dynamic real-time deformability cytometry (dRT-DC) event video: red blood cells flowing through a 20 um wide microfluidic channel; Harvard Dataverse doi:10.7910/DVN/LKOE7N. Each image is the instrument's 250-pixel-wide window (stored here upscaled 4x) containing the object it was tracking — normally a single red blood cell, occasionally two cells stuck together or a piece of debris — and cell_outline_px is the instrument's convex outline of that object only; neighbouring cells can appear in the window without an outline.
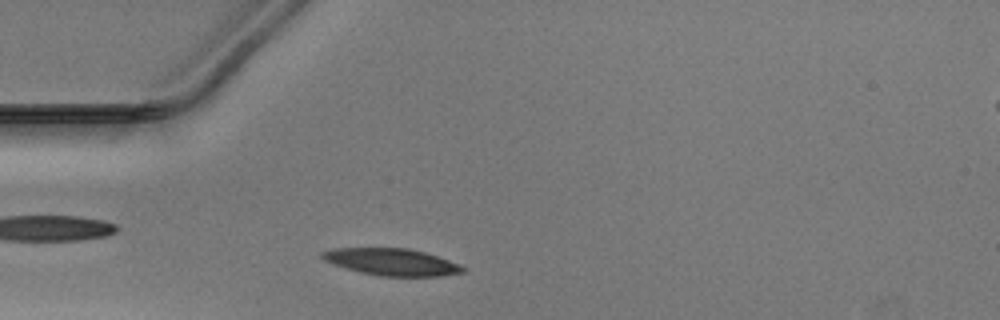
{"species": "Egyptian fruit bat (a non-hibernating species)", "species_latin": "Rousettus aegyptiacus", "temperature_condition": "warm", "stored_images_in_passage": 38, "camera_frame_rate_fps": 3000, "um_per_image_px": 0.085, "animal": {"sex": "male"}, "frame": {"image": 1, "passage_image": 4, "time_ms": 1.0, "image_size_px": [1000, 320], "cell_outline_px": [[468, 268], [464, 272], [440, 276], [380, 276], [348, 268], [324, 260], [320, 256], [320, 252], [336, 248], [408, 248], [424, 252], [460, 264]], "centroid_in_image_um": [33.34, 22.26], "position_along_channel_um": 51.7, "area_um2": 21.79}}
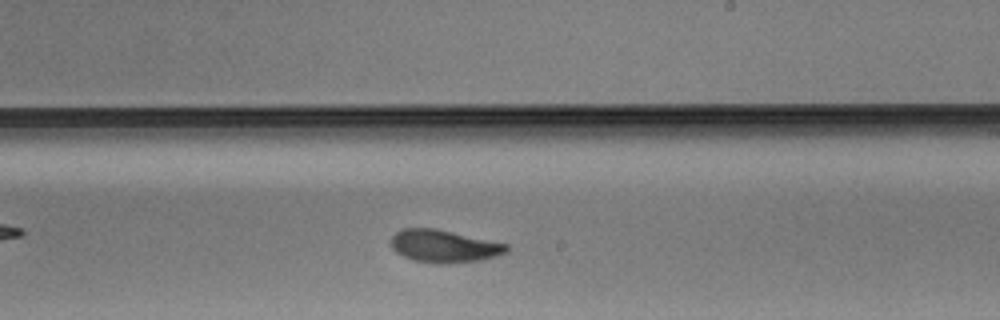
{"frame": {"image": 2, "passage_image": 20, "time_ms": 6.333, "image_size_px": [1000, 320], "cell_outline_px": [[508, 252], [496, 256], [480, 260], [452, 264], [440, 264], [412, 260], [396, 252], [392, 248], [392, 236], [396, 232], [404, 228], [432, 228], [452, 232], [508, 244]], "centroid_in_image_um": [37.75, 20.94], "position_along_channel_um": 251.3, "area_um2": 21.85}}
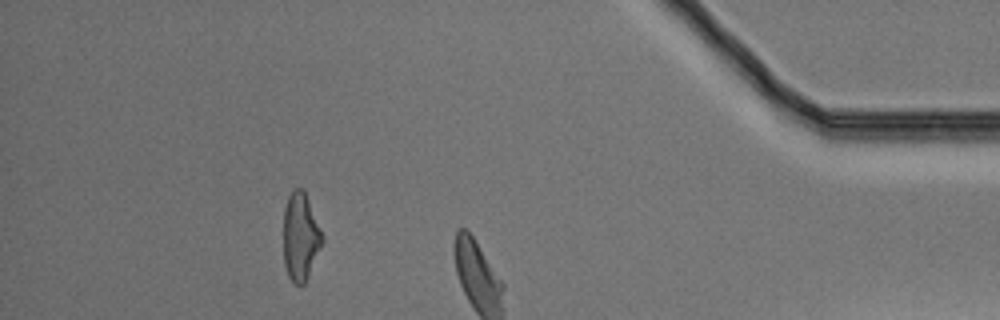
{"frame": {"image": 3, "passage_image": 33, "time_ms": 10.667, "image_size_px": [1000, 320], "cell_outline_px": [[324, 244], [304, 284], [296, 284], [288, 276], [284, 264], [284, 208], [288, 196], [292, 188], [304, 188], [324, 236]], "centroid_in_image_um": [25.57, 20.08], "position_along_channel_um": 409.6, "area_um2": 20.23}}